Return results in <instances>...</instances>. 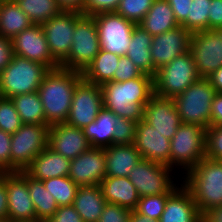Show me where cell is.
I'll use <instances>...</instances> for the list:
<instances>
[{
    "instance_id": "1",
    "label": "cell",
    "mask_w": 222,
    "mask_h": 222,
    "mask_svg": "<svg viewBox=\"0 0 222 222\" xmlns=\"http://www.w3.org/2000/svg\"><path fill=\"white\" fill-rule=\"evenodd\" d=\"M101 87L103 108L134 122L144 120V107L154 95L153 77L142 74L124 82H107Z\"/></svg>"
},
{
    "instance_id": "2",
    "label": "cell",
    "mask_w": 222,
    "mask_h": 222,
    "mask_svg": "<svg viewBox=\"0 0 222 222\" xmlns=\"http://www.w3.org/2000/svg\"><path fill=\"white\" fill-rule=\"evenodd\" d=\"M81 79L82 73L61 67L44 76L38 93L49 125L66 122L75 87Z\"/></svg>"
},
{
    "instance_id": "3",
    "label": "cell",
    "mask_w": 222,
    "mask_h": 222,
    "mask_svg": "<svg viewBox=\"0 0 222 222\" xmlns=\"http://www.w3.org/2000/svg\"><path fill=\"white\" fill-rule=\"evenodd\" d=\"M185 174L182 184L191 192L200 213L222 205V160L204 157Z\"/></svg>"
},
{
    "instance_id": "4",
    "label": "cell",
    "mask_w": 222,
    "mask_h": 222,
    "mask_svg": "<svg viewBox=\"0 0 222 222\" xmlns=\"http://www.w3.org/2000/svg\"><path fill=\"white\" fill-rule=\"evenodd\" d=\"M49 70L39 62L14 55L10 64L0 73V96L12 98L38 91Z\"/></svg>"
},
{
    "instance_id": "5",
    "label": "cell",
    "mask_w": 222,
    "mask_h": 222,
    "mask_svg": "<svg viewBox=\"0 0 222 222\" xmlns=\"http://www.w3.org/2000/svg\"><path fill=\"white\" fill-rule=\"evenodd\" d=\"M216 93L208 78H200L174 97L182 123L210 127L211 105Z\"/></svg>"
},
{
    "instance_id": "6",
    "label": "cell",
    "mask_w": 222,
    "mask_h": 222,
    "mask_svg": "<svg viewBox=\"0 0 222 222\" xmlns=\"http://www.w3.org/2000/svg\"><path fill=\"white\" fill-rule=\"evenodd\" d=\"M206 129L197 124L182 123L170 140V168L187 173L206 155ZM186 169V170H185Z\"/></svg>"
},
{
    "instance_id": "7",
    "label": "cell",
    "mask_w": 222,
    "mask_h": 222,
    "mask_svg": "<svg viewBox=\"0 0 222 222\" xmlns=\"http://www.w3.org/2000/svg\"><path fill=\"white\" fill-rule=\"evenodd\" d=\"M100 49L98 29L94 17L81 14L75 23L72 46L68 58L60 67L83 73Z\"/></svg>"
},
{
    "instance_id": "8",
    "label": "cell",
    "mask_w": 222,
    "mask_h": 222,
    "mask_svg": "<svg viewBox=\"0 0 222 222\" xmlns=\"http://www.w3.org/2000/svg\"><path fill=\"white\" fill-rule=\"evenodd\" d=\"M200 78L192 54L186 52L156 71L153 76L154 94L174 98Z\"/></svg>"
},
{
    "instance_id": "9",
    "label": "cell",
    "mask_w": 222,
    "mask_h": 222,
    "mask_svg": "<svg viewBox=\"0 0 222 222\" xmlns=\"http://www.w3.org/2000/svg\"><path fill=\"white\" fill-rule=\"evenodd\" d=\"M49 124H23L11 134V172L25 171L47 146Z\"/></svg>"
},
{
    "instance_id": "10",
    "label": "cell",
    "mask_w": 222,
    "mask_h": 222,
    "mask_svg": "<svg viewBox=\"0 0 222 222\" xmlns=\"http://www.w3.org/2000/svg\"><path fill=\"white\" fill-rule=\"evenodd\" d=\"M172 170L166 164L141 159L131 170L128 178L140 197L173 193L179 184L173 183Z\"/></svg>"
},
{
    "instance_id": "11",
    "label": "cell",
    "mask_w": 222,
    "mask_h": 222,
    "mask_svg": "<svg viewBox=\"0 0 222 222\" xmlns=\"http://www.w3.org/2000/svg\"><path fill=\"white\" fill-rule=\"evenodd\" d=\"M189 51L199 76L208 78L222 66V27L193 32Z\"/></svg>"
},
{
    "instance_id": "12",
    "label": "cell",
    "mask_w": 222,
    "mask_h": 222,
    "mask_svg": "<svg viewBox=\"0 0 222 222\" xmlns=\"http://www.w3.org/2000/svg\"><path fill=\"white\" fill-rule=\"evenodd\" d=\"M102 109L101 87L82 78L75 87L66 123L83 129L95 121Z\"/></svg>"
},
{
    "instance_id": "13",
    "label": "cell",
    "mask_w": 222,
    "mask_h": 222,
    "mask_svg": "<svg viewBox=\"0 0 222 222\" xmlns=\"http://www.w3.org/2000/svg\"><path fill=\"white\" fill-rule=\"evenodd\" d=\"M82 14L76 10H61L57 15L41 24L53 59L61 65L72 46L77 18Z\"/></svg>"
},
{
    "instance_id": "14",
    "label": "cell",
    "mask_w": 222,
    "mask_h": 222,
    "mask_svg": "<svg viewBox=\"0 0 222 222\" xmlns=\"http://www.w3.org/2000/svg\"><path fill=\"white\" fill-rule=\"evenodd\" d=\"M93 17L97 25L101 49L124 56L136 24L116 12L100 13Z\"/></svg>"
},
{
    "instance_id": "15",
    "label": "cell",
    "mask_w": 222,
    "mask_h": 222,
    "mask_svg": "<svg viewBox=\"0 0 222 222\" xmlns=\"http://www.w3.org/2000/svg\"><path fill=\"white\" fill-rule=\"evenodd\" d=\"M14 55L39 62L50 70L60 65L53 59L41 24H32L12 38Z\"/></svg>"
},
{
    "instance_id": "16",
    "label": "cell",
    "mask_w": 222,
    "mask_h": 222,
    "mask_svg": "<svg viewBox=\"0 0 222 222\" xmlns=\"http://www.w3.org/2000/svg\"><path fill=\"white\" fill-rule=\"evenodd\" d=\"M104 148L90 147L71 160L68 177L78 186H95L105 178Z\"/></svg>"
},
{
    "instance_id": "17",
    "label": "cell",
    "mask_w": 222,
    "mask_h": 222,
    "mask_svg": "<svg viewBox=\"0 0 222 222\" xmlns=\"http://www.w3.org/2000/svg\"><path fill=\"white\" fill-rule=\"evenodd\" d=\"M192 33L179 25L152 38L151 58L156 70L169 64L174 58L189 52Z\"/></svg>"
},
{
    "instance_id": "18",
    "label": "cell",
    "mask_w": 222,
    "mask_h": 222,
    "mask_svg": "<svg viewBox=\"0 0 222 222\" xmlns=\"http://www.w3.org/2000/svg\"><path fill=\"white\" fill-rule=\"evenodd\" d=\"M6 181L7 218L13 221L35 220L36 212L30 197L27 181L19 172H0Z\"/></svg>"
},
{
    "instance_id": "19",
    "label": "cell",
    "mask_w": 222,
    "mask_h": 222,
    "mask_svg": "<svg viewBox=\"0 0 222 222\" xmlns=\"http://www.w3.org/2000/svg\"><path fill=\"white\" fill-rule=\"evenodd\" d=\"M144 121L171 140L182 124L173 98L153 95L144 107Z\"/></svg>"
},
{
    "instance_id": "20",
    "label": "cell",
    "mask_w": 222,
    "mask_h": 222,
    "mask_svg": "<svg viewBox=\"0 0 222 222\" xmlns=\"http://www.w3.org/2000/svg\"><path fill=\"white\" fill-rule=\"evenodd\" d=\"M48 147L54 152L72 160L91 146L83 129L64 123L50 125Z\"/></svg>"
},
{
    "instance_id": "21",
    "label": "cell",
    "mask_w": 222,
    "mask_h": 222,
    "mask_svg": "<svg viewBox=\"0 0 222 222\" xmlns=\"http://www.w3.org/2000/svg\"><path fill=\"white\" fill-rule=\"evenodd\" d=\"M134 146L140 152L142 159L170 167V140L144 120L137 122Z\"/></svg>"
},
{
    "instance_id": "22",
    "label": "cell",
    "mask_w": 222,
    "mask_h": 222,
    "mask_svg": "<svg viewBox=\"0 0 222 222\" xmlns=\"http://www.w3.org/2000/svg\"><path fill=\"white\" fill-rule=\"evenodd\" d=\"M166 201L160 222H201V213L191 192L181 183Z\"/></svg>"
},
{
    "instance_id": "23",
    "label": "cell",
    "mask_w": 222,
    "mask_h": 222,
    "mask_svg": "<svg viewBox=\"0 0 222 222\" xmlns=\"http://www.w3.org/2000/svg\"><path fill=\"white\" fill-rule=\"evenodd\" d=\"M71 160L54 152L48 146L39 153L25 172L34 179H46L68 176Z\"/></svg>"
},
{
    "instance_id": "24",
    "label": "cell",
    "mask_w": 222,
    "mask_h": 222,
    "mask_svg": "<svg viewBox=\"0 0 222 222\" xmlns=\"http://www.w3.org/2000/svg\"><path fill=\"white\" fill-rule=\"evenodd\" d=\"M104 149L106 157L105 176L128 177L131 170L142 159L134 144H113Z\"/></svg>"
},
{
    "instance_id": "25",
    "label": "cell",
    "mask_w": 222,
    "mask_h": 222,
    "mask_svg": "<svg viewBox=\"0 0 222 222\" xmlns=\"http://www.w3.org/2000/svg\"><path fill=\"white\" fill-rule=\"evenodd\" d=\"M100 187L107 203L136 209L140 196L128 177L105 176Z\"/></svg>"
},
{
    "instance_id": "26",
    "label": "cell",
    "mask_w": 222,
    "mask_h": 222,
    "mask_svg": "<svg viewBox=\"0 0 222 222\" xmlns=\"http://www.w3.org/2000/svg\"><path fill=\"white\" fill-rule=\"evenodd\" d=\"M152 38L153 36L141 26L135 25L125 55L132 60L143 74L153 77L157 70L151 58Z\"/></svg>"
},
{
    "instance_id": "27",
    "label": "cell",
    "mask_w": 222,
    "mask_h": 222,
    "mask_svg": "<svg viewBox=\"0 0 222 222\" xmlns=\"http://www.w3.org/2000/svg\"><path fill=\"white\" fill-rule=\"evenodd\" d=\"M106 204L100 185H95L79 186L72 205L83 222H98Z\"/></svg>"
},
{
    "instance_id": "28",
    "label": "cell",
    "mask_w": 222,
    "mask_h": 222,
    "mask_svg": "<svg viewBox=\"0 0 222 222\" xmlns=\"http://www.w3.org/2000/svg\"><path fill=\"white\" fill-rule=\"evenodd\" d=\"M138 25L153 37L179 26L167 0H155Z\"/></svg>"
},
{
    "instance_id": "29",
    "label": "cell",
    "mask_w": 222,
    "mask_h": 222,
    "mask_svg": "<svg viewBox=\"0 0 222 222\" xmlns=\"http://www.w3.org/2000/svg\"><path fill=\"white\" fill-rule=\"evenodd\" d=\"M117 118L113 112L103 108L95 121L83 128L91 147L106 148L113 145V133Z\"/></svg>"
},
{
    "instance_id": "30",
    "label": "cell",
    "mask_w": 222,
    "mask_h": 222,
    "mask_svg": "<svg viewBox=\"0 0 222 222\" xmlns=\"http://www.w3.org/2000/svg\"><path fill=\"white\" fill-rule=\"evenodd\" d=\"M19 173L26 179L27 187L36 212V219L48 221L58 209L54 196L45 189L41 180L29 176L25 171Z\"/></svg>"
},
{
    "instance_id": "31",
    "label": "cell",
    "mask_w": 222,
    "mask_h": 222,
    "mask_svg": "<svg viewBox=\"0 0 222 222\" xmlns=\"http://www.w3.org/2000/svg\"><path fill=\"white\" fill-rule=\"evenodd\" d=\"M120 57L115 53L100 49L94 60L82 73V78L99 86L112 81Z\"/></svg>"
},
{
    "instance_id": "32",
    "label": "cell",
    "mask_w": 222,
    "mask_h": 222,
    "mask_svg": "<svg viewBox=\"0 0 222 222\" xmlns=\"http://www.w3.org/2000/svg\"><path fill=\"white\" fill-rule=\"evenodd\" d=\"M33 23L15 1L0 3V35L13 38Z\"/></svg>"
},
{
    "instance_id": "33",
    "label": "cell",
    "mask_w": 222,
    "mask_h": 222,
    "mask_svg": "<svg viewBox=\"0 0 222 222\" xmlns=\"http://www.w3.org/2000/svg\"><path fill=\"white\" fill-rule=\"evenodd\" d=\"M11 99L23 124H48L38 91L15 95Z\"/></svg>"
},
{
    "instance_id": "34",
    "label": "cell",
    "mask_w": 222,
    "mask_h": 222,
    "mask_svg": "<svg viewBox=\"0 0 222 222\" xmlns=\"http://www.w3.org/2000/svg\"><path fill=\"white\" fill-rule=\"evenodd\" d=\"M15 2L33 24H42L62 10L55 0H16Z\"/></svg>"
},
{
    "instance_id": "35",
    "label": "cell",
    "mask_w": 222,
    "mask_h": 222,
    "mask_svg": "<svg viewBox=\"0 0 222 222\" xmlns=\"http://www.w3.org/2000/svg\"><path fill=\"white\" fill-rule=\"evenodd\" d=\"M42 182L45 189L54 196L59 207L73 204L79 186L68 176L50 178Z\"/></svg>"
},
{
    "instance_id": "36",
    "label": "cell",
    "mask_w": 222,
    "mask_h": 222,
    "mask_svg": "<svg viewBox=\"0 0 222 222\" xmlns=\"http://www.w3.org/2000/svg\"><path fill=\"white\" fill-rule=\"evenodd\" d=\"M211 0H192L187 19L181 24L189 32L208 30V11Z\"/></svg>"
},
{
    "instance_id": "37",
    "label": "cell",
    "mask_w": 222,
    "mask_h": 222,
    "mask_svg": "<svg viewBox=\"0 0 222 222\" xmlns=\"http://www.w3.org/2000/svg\"><path fill=\"white\" fill-rule=\"evenodd\" d=\"M154 1L155 0H121L116 13L138 25Z\"/></svg>"
},
{
    "instance_id": "38",
    "label": "cell",
    "mask_w": 222,
    "mask_h": 222,
    "mask_svg": "<svg viewBox=\"0 0 222 222\" xmlns=\"http://www.w3.org/2000/svg\"><path fill=\"white\" fill-rule=\"evenodd\" d=\"M23 125L11 98L0 96V129L13 134Z\"/></svg>"
},
{
    "instance_id": "39",
    "label": "cell",
    "mask_w": 222,
    "mask_h": 222,
    "mask_svg": "<svg viewBox=\"0 0 222 222\" xmlns=\"http://www.w3.org/2000/svg\"><path fill=\"white\" fill-rule=\"evenodd\" d=\"M172 193H161L157 195L140 197L136 211L142 215H147L151 219L160 220L165 209L167 198Z\"/></svg>"
},
{
    "instance_id": "40",
    "label": "cell",
    "mask_w": 222,
    "mask_h": 222,
    "mask_svg": "<svg viewBox=\"0 0 222 222\" xmlns=\"http://www.w3.org/2000/svg\"><path fill=\"white\" fill-rule=\"evenodd\" d=\"M136 125L137 122L118 117L113 133V144L114 145L134 144Z\"/></svg>"
},
{
    "instance_id": "41",
    "label": "cell",
    "mask_w": 222,
    "mask_h": 222,
    "mask_svg": "<svg viewBox=\"0 0 222 222\" xmlns=\"http://www.w3.org/2000/svg\"><path fill=\"white\" fill-rule=\"evenodd\" d=\"M206 155L212 160H222V126H210L206 129Z\"/></svg>"
},
{
    "instance_id": "42",
    "label": "cell",
    "mask_w": 222,
    "mask_h": 222,
    "mask_svg": "<svg viewBox=\"0 0 222 222\" xmlns=\"http://www.w3.org/2000/svg\"><path fill=\"white\" fill-rule=\"evenodd\" d=\"M143 73L136 67L132 60L126 55L121 56L118 62L117 70L113 76V82H124L134 78H138Z\"/></svg>"
},
{
    "instance_id": "43",
    "label": "cell",
    "mask_w": 222,
    "mask_h": 222,
    "mask_svg": "<svg viewBox=\"0 0 222 222\" xmlns=\"http://www.w3.org/2000/svg\"><path fill=\"white\" fill-rule=\"evenodd\" d=\"M121 0H85L82 14L96 15L116 12Z\"/></svg>"
},
{
    "instance_id": "44",
    "label": "cell",
    "mask_w": 222,
    "mask_h": 222,
    "mask_svg": "<svg viewBox=\"0 0 222 222\" xmlns=\"http://www.w3.org/2000/svg\"><path fill=\"white\" fill-rule=\"evenodd\" d=\"M131 210L117 204L107 203L98 222H129Z\"/></svg>"
},
{
    "instance_id": "45",
    "label": "cell",
    "mask_w": 222,
    "mask_h": 222,
    "mask_svg": "<svg viewBox=\"0 0 222 222\" xmlns=\"http://www.w3.org/2000/svg\"><path fill=\"white\" fill-rule=\"evenodd\" d=\"M11 134L0 129V172H11Z\"/></svg>"
},
{
    "instance_id": "46",
    "label": "cell",
    "mask_w": 222,
    "mask_h": 222,
    "mask_svg": "<svg viewBox=\"0 0 222 222\" xmlns=\"http://www.w3.org/2000/svg\"><path fill=\"white\" fill-rule=\"evenodd\" d=\"M46 222H83L73 205L60 206Z\"/></svg>"
},
{
    "instance_id": "47",
    "label": "cell",
    "mask_w": 222,
    "mask_h": 222,
    "mask_svg": "<svg viewBox=\"0 0 222 222\" xmlns=\"http://www.w3.org/2000/svg\"><path fill=\"white\" fill-rule=\"evenodd\" d=\"M13 56L12 39L0 35V73L10 64Z\"/></svg>"
},
{
    "instance_id": "48",
    "label": "cell",
    "mask_w": 222,
    "mask_h": 222,
    "mask_svg": "<svg viewBox=\"0 0 222 222\" xmlns=\"http://www.w3.org/2000/svg\"><path fill=\"white\" fill-rule=\"evenodd\" d=\"M208 15V30L222 27V0H211Z\"/></svg>"
},
{
    "instance_id": "49",
    "label": "cell",
    "mask_w": 222,
    "mask_h": 222,
    "mask_svg": "<svg viewBox=\"0 0 222 222\" xmlns=\"http://www.w3.org/2000/svg\"><path fill=\"white\" fill-rule=\"evenodd\" d=\"M167 2L173 10L178 24L181 25L187 19L192 0H167Z\"/></svg>"
},
{
    "instance_id": "50",
    "label": "cell",
    "mask_w": 222,
    "mask_h": 222,
    "mask_svg": "<svg viewBox=\"0 0 222 222\" xmlns=\"http://www.w3.org/2000/svg\"><path fill=\"white\" fill-rule=\"evenodd\" d=\"M210 126H222V93H216L211 105Z\"/></svg>"
},
{
    "instance_id": "51",
    "label": "cell",
    "mask_w": 222,
    "mask_h": 222,
    "mask_svg": "<svg viewBox=\"0 0 222 222\" xmlns=\"http://www.w3.org/2000/svg\"><path fill=\"white\" fill-rule=\"evenodd\" d=\"M201 222H222V205L205 209L201 213Z\"/></svg>"
},
{
    "instance_id": "52",
    "label": "cell",
    "mask_w": 222,
    "mask_h": 222,
    "mask_svg": "<svg viewBox=\"0 0 222 222\" xmlns=\"http://www.w3.org/2000/svg\"><path fill=\"white\" fill-rule=\"evenodd\" d=\"M8 199L6 181L0 176V219L7 218Z\"/></svg>"
},
{
    "instance_id": "53",
    "label": "cell",
    "mask_w": 222,
    "mask_h": 222,
    "mask_svg": "<svg viewBox=\"0 0 222 222\" xmlns=\"http://www.w3.org/2000/svg\"><path fill=\"white\" fill-rule=\"evenodd\" d=\"M62 10L82 11L85 0H55Z\"/></svg>"
},
{
    "instance_id": "54",
    "label": "cell",
    "mask_w": 222,
    "mask_h": 222,
    "mask_svg": "<svg viewBox=\"0 0 222 222\" xmlns=\"http://www.w3.org/2000/svg\"><path fill=\"white\" fill-rule=\"evenodd\" d=\"M208 79L211 85L214 87L216 92L222 93V66H220L216 71H214Z\"/></svg>"
},
{
    "instance_id": "55",
    "label": "cell",
    "mask_w": 222,
    "mask_h": 222,
    "mask_svg": "<svg viewBox=\"0 0 222 222\" xmlns=\"http://www.w3.org/2000/svg\"><path fill=\"white\" fill-rule=\"evenodd\" d=\"M129 222H160V220L151 219L149 216L142 215L136 210H131Z\"/></svg>"
},
{
    "instance_id": "56",
    "label": "cell",
    "mask_w": 222,
    "mask_h": 222,
    "mask_svg": "<svg viewBox=\"0 0 222 222\" xmlns=\"http://www.w3.org/2000/svg\"><path fill=\"white\" fill-rule=\"evenodd\" d=\"M13 222H43V221H39L38 219H35V220L13 221Z\"/></svg>"
},
{
    "instance_id": "57",
    "label": "cell",
    "mask_w": 222,
    "mask_h": 222,
    "mask_svg": "<svg viewBox=\"0 0 222 222\" xmlns=\"http://www.w3.org/2000/svg\"><path fill=\"white\" fill-rule=\"evenodd\" d=\"M0 222H11L8 218L0 219Z\"/></svg>"
}]
</instances>
